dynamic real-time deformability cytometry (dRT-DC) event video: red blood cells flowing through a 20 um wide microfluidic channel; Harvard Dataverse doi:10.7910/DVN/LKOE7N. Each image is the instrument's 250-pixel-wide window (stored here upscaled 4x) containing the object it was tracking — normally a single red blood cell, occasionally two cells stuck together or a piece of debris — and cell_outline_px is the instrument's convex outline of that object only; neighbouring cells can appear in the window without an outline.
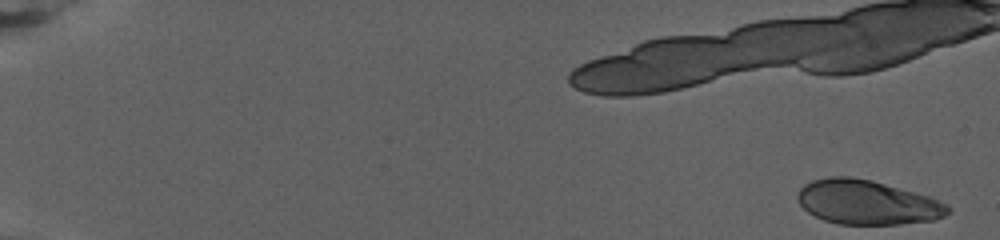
{"species": "human", "species_latin": "Homo sapiens", "temperature_condition": "warm", "stored_images_in_passage": 25, "camera_frame_rate_fps": 3000, "um_per_image_px": 0.085, "donor": {"sex": "female"}, "frame": {"image": 1, "passage_image": 1, "time_ms": 0.0, "image_size_px": [1000, 240], "cell_outline_px": [[952, 212], [936, 220], [900, 224], [836, 224], [824, 220], [808, 212], [796, 200], [796, 196], [800, 188], [804, 184], [812, 180], [828, 176], [852, 176], [872, 180], [928, 196], [948, 204], [952, 208]], "centroid_in_image_um": [73.71, 17.19], "position_along_channel_um": 11.3, "area_um2": 39.19}}